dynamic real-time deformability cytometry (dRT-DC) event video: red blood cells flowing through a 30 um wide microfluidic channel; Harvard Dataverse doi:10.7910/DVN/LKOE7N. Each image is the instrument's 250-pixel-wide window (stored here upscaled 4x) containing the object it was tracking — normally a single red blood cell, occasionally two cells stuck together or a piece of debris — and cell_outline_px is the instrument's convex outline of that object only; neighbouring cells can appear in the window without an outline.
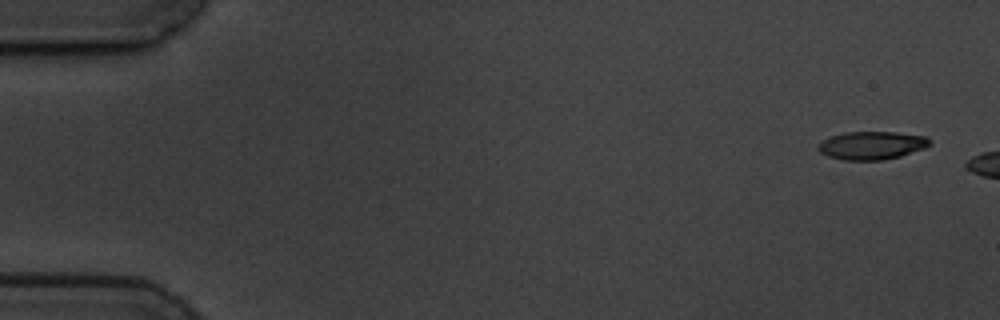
{"species": "common noctule bat (a hibernating species)", "species_latin": "Nyctalus noctula", "temperature_condition": "cold", "stored_images_in_passage": 3, "camera_frame_rate_fps": 3000, "um_per_image_px": 0.085, "animal": {"sex": "male", "body_mass_g": 19.5, "forearm_length_mm": 54.6}, "frame": {"image": 1, "passage_image": 1, "time_ms": 0.0, "image_size_px": [1000, 320], "cell_outline_px": [[932, 144], [924, 148], [900, 156], [880, 160], [844, 160], [828, 156], [820, 152], [816, 148], [816, 144], [832, 136], [844, 132], [896, 132], [928, 136], [932, 140]], "centroid_in_image_um": [74.12, 12.35], "position_along_channel_um": 10.9, "area_um2": 18.38}}